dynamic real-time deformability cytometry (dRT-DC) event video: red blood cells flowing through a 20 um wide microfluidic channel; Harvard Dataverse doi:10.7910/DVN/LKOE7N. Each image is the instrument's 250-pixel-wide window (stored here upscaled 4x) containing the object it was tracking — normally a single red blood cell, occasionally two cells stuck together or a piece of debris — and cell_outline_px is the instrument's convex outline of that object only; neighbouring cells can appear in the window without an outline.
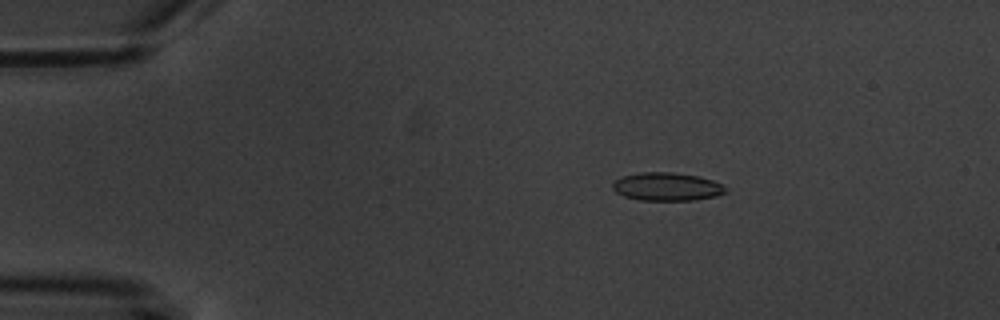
{"species": "common noctule bat (a hibernating species)", "species_latin": "Nyctalus noctula", "temperature_condition": "warm", "stored_images_in_passage": 3, "camera_frame_rate_fps": 3000, "um_per_image_px": 0.085, "animal": {"sex": "male", "body_mass_g": 20.1, "forearm_length_mm": 53.5}, "frame": {"image": 1, "passage_image": 1, "time_ms": 0.0, "image_size_px": [1000, 320], "cell_outline_px": [[724, 192], [716, 196], [696, 200], [636, 200], [624, 196], [616, 192], [612, 188], [612, 184], [616, 180], [624, 176], [640, 172], [672, 172], [700, 176], [724, 184]], "centroid_in_image_um": [56.68, 15.86], "position_along_channel_um": 28.3, "area_um2": 18.55}}